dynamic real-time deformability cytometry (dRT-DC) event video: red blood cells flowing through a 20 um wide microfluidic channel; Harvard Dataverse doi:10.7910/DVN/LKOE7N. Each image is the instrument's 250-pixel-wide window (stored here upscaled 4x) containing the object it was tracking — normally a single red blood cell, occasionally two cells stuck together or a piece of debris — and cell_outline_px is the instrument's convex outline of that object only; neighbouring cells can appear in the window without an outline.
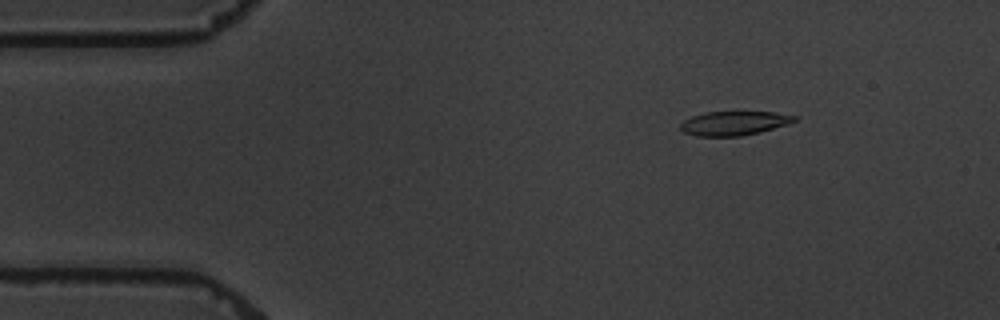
{"species": "common noctule bat (a hibernating species)", "species_latin": "Nyctalus noctula", "temperature_condition": "warm", "stored_images_in_passage": 6, "camera_frame_rate_fps": 3000, "um_per_image_px": 0.085, "animal": {"sex": "male", "body_mass_g": 19.5, "forearm_length_mm": 54.6}, "frame": {"image": 1, "passage_image": 2, "time_ms": 1.333, "image_size_px": [1000, 320], "cell_outline_px": [[800, 116], [796, 120], [788, 124], [760, 132], [740, 136], [696, 136], [684, 132], [680, 128], [680, 124], [684, 120], [692, 116], [704, 112], [772, 112]], "centroid_in_image_um": [62.4, 10.47], "position_along_channel_um": 22.6, "area_um2": 16.01}}
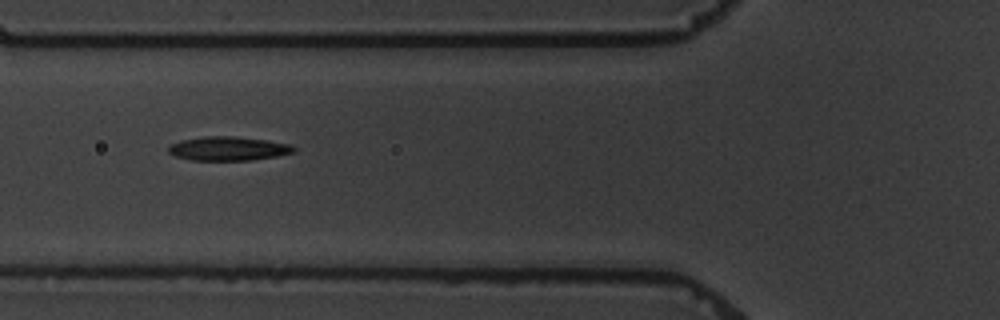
{"frame": {"image": 2, "passage_image": 5, "time_ms": 5.667, "image_size_px": [1000, 320], "cell_outline_px": [[296, 152], [276, 156], [252, 160], [192, 160], [176, 156], [168, 152], [168, 148], [172, 144], [184, 140], [204, 136], [236, 136], [268, 140], [292, 144], [296, 148]], "centroid_in_image_um": [19.48, 12.62], "position_along_channel_um": 106.3, "area_um2": 17.51}}
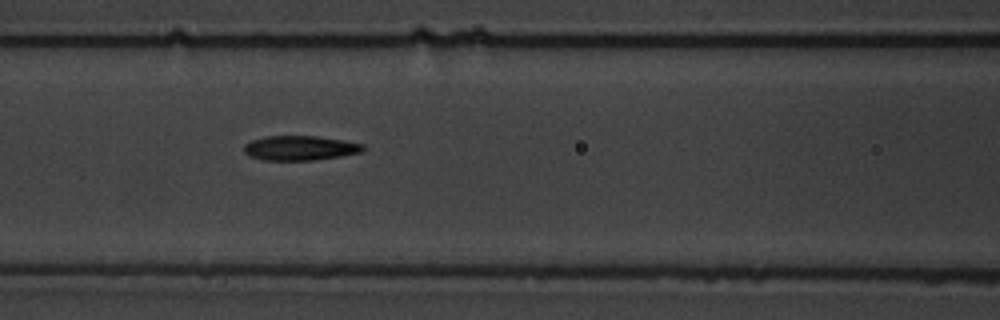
{"frame": {"image": 3, "passage_image": 6, "time_ms": 6.667, "image_size_px": [1000, 320], "cell_outline_px": [[368, 148], [364, 152], [316, 160], [264, 160], [252, 156], [244, 152], [244, 144], [252, 140], [264, 136], [316, 136], [344, 140], [364, 144]], "centroid_in_image_um": [25.57, 12.58], "position_along_channel_um": 141.0, "area_um2": 17.22}}